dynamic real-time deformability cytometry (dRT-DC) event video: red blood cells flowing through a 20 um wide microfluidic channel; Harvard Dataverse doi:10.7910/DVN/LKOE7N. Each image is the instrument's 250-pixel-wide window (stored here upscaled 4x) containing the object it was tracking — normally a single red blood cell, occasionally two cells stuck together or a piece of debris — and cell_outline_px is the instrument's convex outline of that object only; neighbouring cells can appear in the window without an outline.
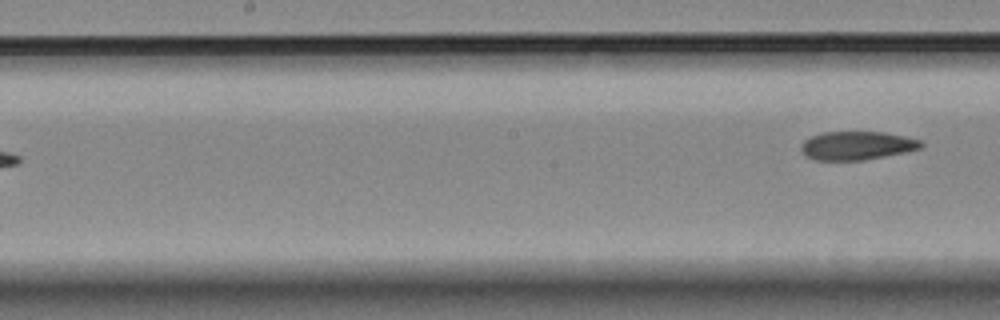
{"species": "Egyptian fruit bat (a non-hibernating species)", "species_latin": "Rousettus aegyptiacus", "temperature_condition": "room temperature", "stored_images_in_passage": 7, "segment_of_instrument_passage": [2, 2], "camera_frame_rate_fps": 3000, "um_per_image_px": 0.085, "animal": {"sex": "female"}, "frame": {"image": 1, "passage_image": 7, "time_ms": 8.333, "image_size_px": [1000, 320], "cell_outline_px": [[924, 148], [864, 160], [816, 160], [804, 156], [800, 148], [800, 144], [808, 136], [824, 132], [884, 132], [904, 136], [920, 140], [924, 144]], "centroid_in_image_um": [72.8, 12.37], "position_along_channel_um": 175.4, "area_um2": 20.11}}